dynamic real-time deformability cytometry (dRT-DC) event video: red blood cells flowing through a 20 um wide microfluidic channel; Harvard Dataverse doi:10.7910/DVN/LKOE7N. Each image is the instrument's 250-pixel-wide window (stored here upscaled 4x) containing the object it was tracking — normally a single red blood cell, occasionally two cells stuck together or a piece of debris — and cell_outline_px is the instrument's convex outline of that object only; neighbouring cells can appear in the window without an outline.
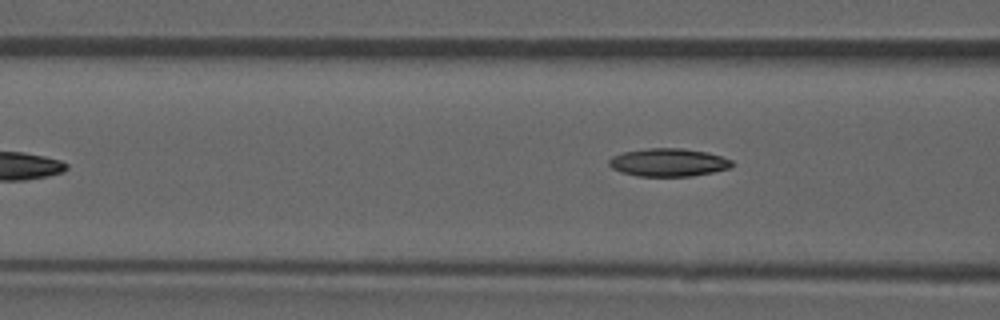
{"species": "common noctule bat (a hibernating species)", "species_latin": "Nyctalus noctula", "temperature_condition": "room temperature", "stored_images_in_passage": 6, "camera_frame_rate_fps": 3000, "um_per_image_px": 0.085, "animal": {"sex": "male", "forearm_length_mm": 52.5}, "frame": {"image": 1, "passage_image": 6, "time_ms": 6.0, "image_size_px": [1000, 320], "cell_outline_px": [[736, 164], [728, 168], [712, 172], [692, 176], [636, 176], [620, 172], [612, 168], [608, 164], [608, 160], [612, 156], [624, 152], [648, 148], [684, 148], [708, 152], [732, 160]], "centroid_in_image_um": [56.81, 13.8], "position_along_channel_um": 109.8, "area_um2": 20.17}}